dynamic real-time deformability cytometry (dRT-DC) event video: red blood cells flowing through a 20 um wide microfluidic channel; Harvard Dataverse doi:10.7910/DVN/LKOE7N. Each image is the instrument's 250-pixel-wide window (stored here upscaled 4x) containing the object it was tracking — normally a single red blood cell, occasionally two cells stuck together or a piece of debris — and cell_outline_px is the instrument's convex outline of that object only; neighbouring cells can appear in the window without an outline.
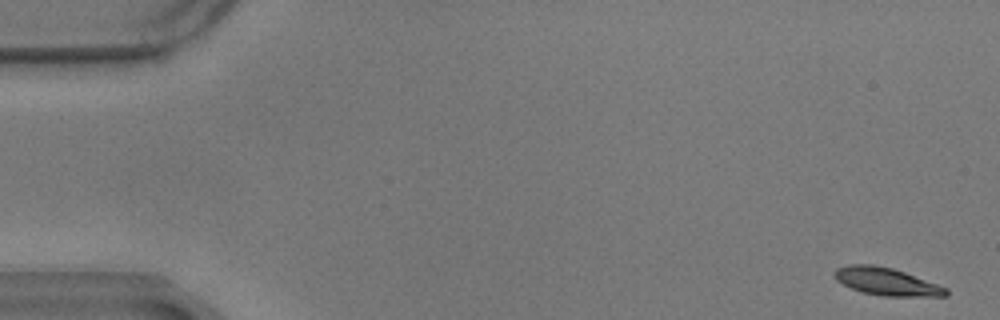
{"species": "common noctule bat (a hibernating species)", "species_latin": "Nyctalus noctula", "temperature_condition": "warm", "stored_images_in_passage": 58, "camera_frame_rate_fps": 3000, "um_per_image_px": 0.085, "animal": {"sex": "male", "body_mass_g": 17.9}, "frame": {"image": 1, "passage_image": 1, "time_ms": 0.0, "image_size_px": [1000, 320], "cell_outline_px": [[948, 296], [880, 296], [864, 292], [852, 288], [836, 280], [836, 268], [848, 264], [872, 264], [892, 268], [904, 272], [948, 288]], "centroid_in_image_um": [75.37, 23.93], "position_along_channel_um": 9.6, "area_um2": 17.69}}
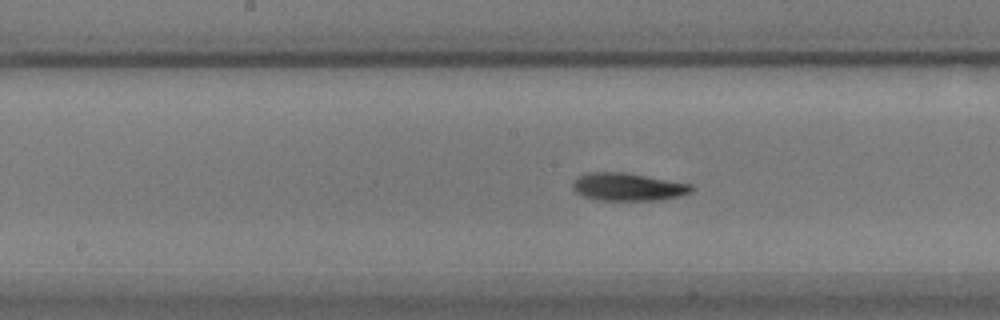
{"frame": {"image": 2, "passage_image": 29, "time_ms": 9.333, "image_size_px": [1000, 320], "cell_outline_px": [[692, 192], [680, 196], [660, 200], [596, 200], [584, 196], [576, 192], [572, 188], [572, 184], [580, 176], [588, 172], [628, 172], [692, 184]], "centroid_in_image_um": [53.4, 15.88], "position_along_channel_um": 194.8, "area_um2": 19.31}}
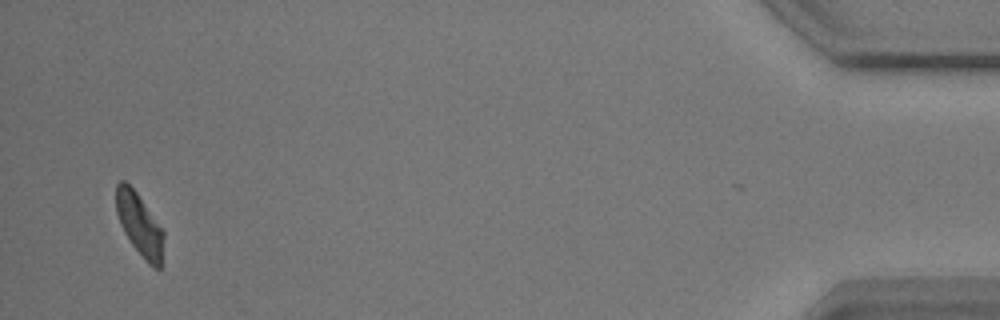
{"frame": {"image": 3, "passage_image": 56, "time_ms": 18.333, "image_size_px": [1000, 320], "cell_outline_px": [[164, 236], [160, 268], [152, 268], [148, 264], [132, 244], [124, 232], [120, 224], [116, 212], [116, 184], [120, 180], [124, 180], [136, 192], [164, 232]], "centroid_in_image_um": [11.84, 19.09], "position_along_channel_um": 423.4, "area_um2": 16.99}, "authors_computed_cell_mechanics": {"area_um2": 18.5827, "velocity_mm_per_s": 3.4435, "shape_relaxation_time_tau1_ms": 2.7729, "shape_relaxation_time_tau2_ms": null, "deformation_change_tau1": 0.1369, "deformation_change_tau2": null}}